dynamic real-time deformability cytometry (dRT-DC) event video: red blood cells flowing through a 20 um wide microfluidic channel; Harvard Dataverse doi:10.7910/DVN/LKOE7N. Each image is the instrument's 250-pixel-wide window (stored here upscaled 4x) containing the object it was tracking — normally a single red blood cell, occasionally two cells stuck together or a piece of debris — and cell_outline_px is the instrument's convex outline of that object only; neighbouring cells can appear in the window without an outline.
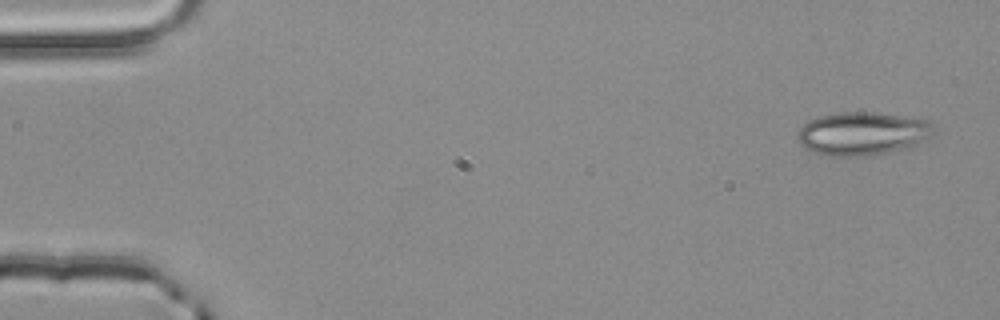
{"species": "common noctule bat (a hibernating species)", "species_latin": "Nyctalus noctula", "temperature_condition": "room temperature", "stored_images_in_passage": 4, "camera_frame_rate_fps": 3000, "um_per_image_px": 0.085, "animal": {"sex": "male", "body_mass_g": 20.4}, "frame": {"image": 1, "passage_image": 1, "time_ms": 0.0, "image_size_px": [1000, 320], "cell_outline_px": [[932, 136], [912, 148], [864, 156], [832, 156], [816, 152], [804, 148], [796, 140], [796, 132], [808, 120], [820, 116], [840, 112], [872, 112], [924, 116], [932, 124]], "centroid_in_image_um": [73.37, 11.33], "position_along_channel_um": 11.6, "area_um2": 35.14}}
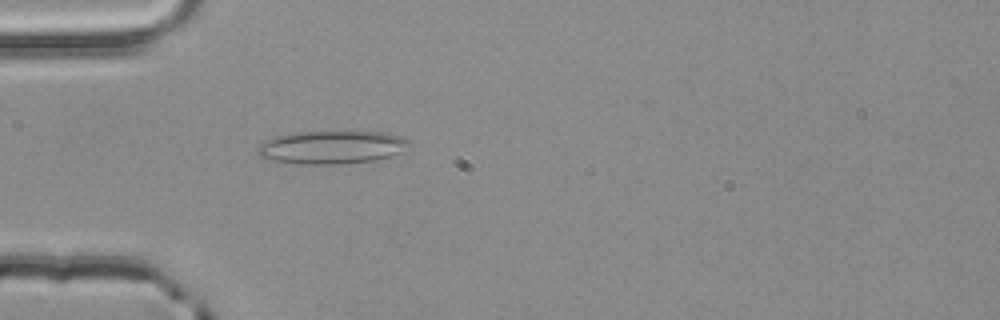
{"frame": {"image": 2, "passage_image": 4, "time_ms": 1.0, "image_size_px": [1000, 320], "cell_outline_px": [[412, 144], [400, 152], [388, 156], [372, 160], [344, 164], [300, 164], [264, 160], [256, 152], [256, 148], [260, 144], [276, 136], [304, 132], [388, 132], [400, 136], [408, 140]], "centroid_in_image_um": [28.17, 12.53], "position_along_channel_um": 56.8, "area_um2": 29.19}}